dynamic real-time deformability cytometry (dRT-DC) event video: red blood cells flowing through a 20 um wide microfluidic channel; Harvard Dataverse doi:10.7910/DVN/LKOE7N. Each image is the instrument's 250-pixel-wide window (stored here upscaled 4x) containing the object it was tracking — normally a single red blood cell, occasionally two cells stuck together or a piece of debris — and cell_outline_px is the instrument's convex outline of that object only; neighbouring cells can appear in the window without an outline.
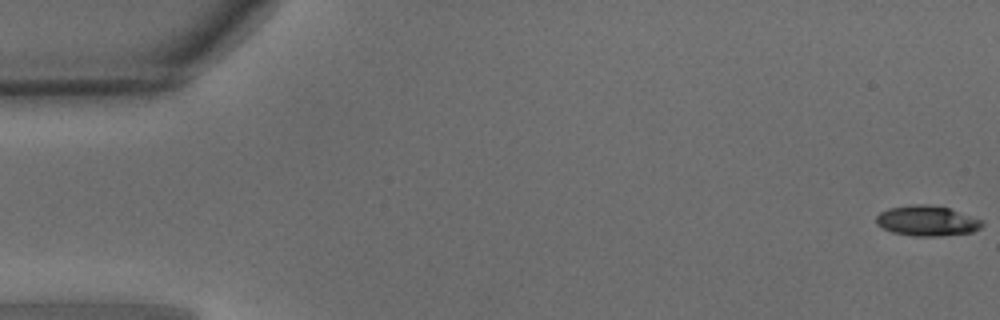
{"species": "common noctule bat (a hibernating species)", "species_latin": "Nyctalus noctula", "temperature_condition": "warm", "stored_images_in_passage": 50, "camera_frame_rate_fps": 3000, "um_per_image_px": 0.085, "animal": {"sex": "male", "body_mass_g": 15.6}, "frame": {"image": 1, "passage_image": 1, "time_ms": 0.0, "image_size_px": [1000, 320], "cell_outline_px": [[984, 224], [980, 228], [972, 232], [940, 236], [912, 236], [892, 232], [876, 224], [876, 216], [880, 212], [888, 208], [912, 204], [928, 204], [948, 208], [984, 220]], "centroid_in_image_um": [78.8, 18.77], "position_along_channel_um": 6.2, "area_um2": 18.79}}
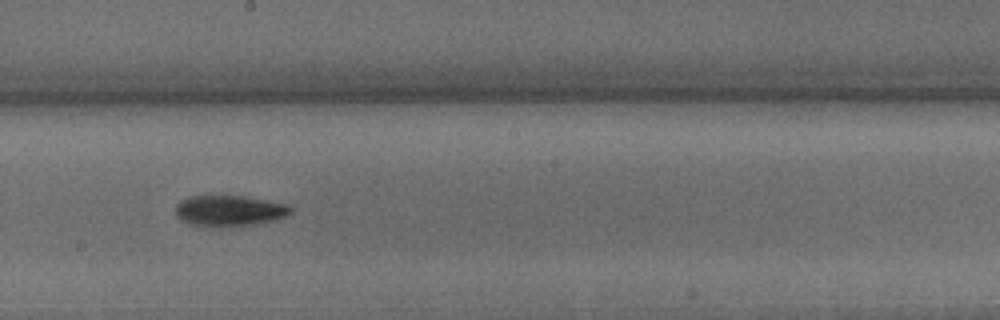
{"frame": {"image": 2, "passage_image": 28, "time_ms": 9.0, "image_size_px": [1000, 320], "cell_outline_px": [[292, 212], [276, 220], [260, 224], [220, 228], [188, 224], [176, 216], [176, 204], [180, 200], [188, 196], [244, 196], [292, 204]], "centroid_in_image_um": [19.52, 17.93], "position_along_channel_um": 228.7, "area_um2": 21.33}}
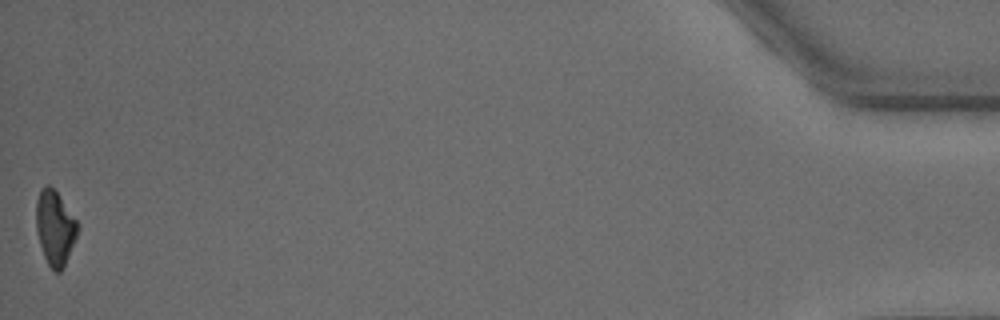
{"frame": {"image": 3, "passage_image": 50, "time_ms": 16.333, "image_size_px": [1000, 320], "cell_outline_px": [[80, 228], [64, 264], [60, 272], [52, 272], [44, 256], [36, 232], [36, 200], [40, 188], [48, 184], [56, 192], [80, 224]], "centroid_in_image_um": [4.66, 19.35], "position_along_channel_um": 430.5, "area_um2": 17.98}, "authors_computed_cell_mechanics": {"area_um2": 19.0162, "velocity_mm_per_s": 4.0861, "shape_relaxation_time_tau1_ms": 2.173, "shape_relaxation_time_tau2_ms": null, "deformation_change_tau1": 0.1198, "deformation_change_tau2": null}}